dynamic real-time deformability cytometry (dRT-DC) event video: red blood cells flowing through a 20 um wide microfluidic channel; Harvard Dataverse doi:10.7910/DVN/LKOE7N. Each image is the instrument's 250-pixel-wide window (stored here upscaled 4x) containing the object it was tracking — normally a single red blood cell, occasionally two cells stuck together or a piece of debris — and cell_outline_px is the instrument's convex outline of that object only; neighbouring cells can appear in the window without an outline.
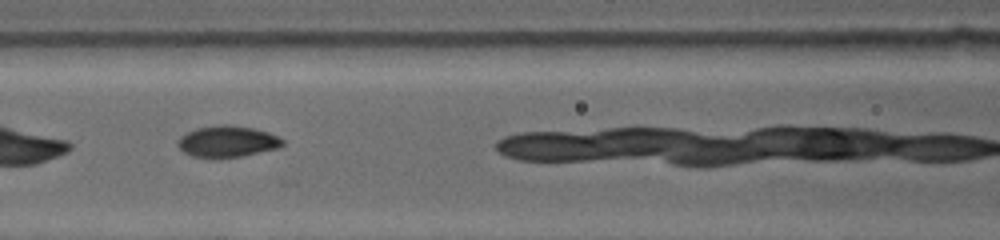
{"species": "common noctule bat (a hibernating species)", "species_latin": "Nyctalus noctula", "temperature_condition": "warm", "stored_images_in_passage": 6, "camera_frame_rate_fps": 4500, "um_per_image_px": 0.085, "animal": {"sex": "female", "body_mass_g": 19.0, "forearm_length_mm": 53.3}, "frame": {"image": 1, "passage_image": 3, "time_ms": 2.0, "image_size_px": [1000, 240], "cell_outline_px": [[284, 144], [280, 148], [240, 156], [192, 156], [184, 152], [176, 144], [176, 140], [180, 136], [196, 128], [216, 124], [232, 124], [252, 128], [268, 132], [284, 140]], "centroid_in_image_um": [19.32, 11.99], "position_along_channel_um": 147.3, "area_um2": 18.96}}
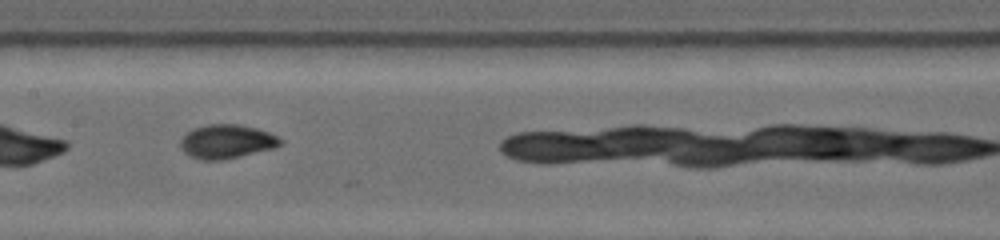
{"frame": {"image": 2, "passage_image": 4, "time_ms": 3.111, "image_size_px": [1000, 240], "cell_outline_px": [[284, 140], [276, 148], [224, 160], [200, 160], [188, 156], [180, 148], [180, 140], [192, 128], [208, 124], [236, 124], [256, 128], [268, 132]], "centroid_in_image_um": [19.25, 12.04], "position_along_channel_um": 188.1, "area_um2": 19.94}}